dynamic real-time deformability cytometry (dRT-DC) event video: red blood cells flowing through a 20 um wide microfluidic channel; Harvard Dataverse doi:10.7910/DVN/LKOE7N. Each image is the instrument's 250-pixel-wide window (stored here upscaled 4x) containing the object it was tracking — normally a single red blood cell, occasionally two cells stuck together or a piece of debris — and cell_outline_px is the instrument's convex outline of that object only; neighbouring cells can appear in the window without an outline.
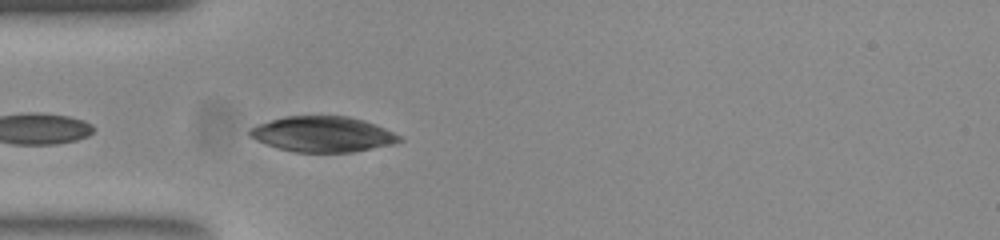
{"species": "common noctule bat (a hibernating species)", "species_latin": "Nyctalus noctula", "temperature_condition": "room temperature", "stored_images_in_passage": 42, "camera_frame_rate_fps": 3000, "um_per_image_px": 0.085, "animal": {"sex": "female", "body_mass_g": 23.0, "forearm_length_mm": 53.4}, "frame": {"image": 1, "passage_image": 6, "time_ms": 1.667, "image_size_px": [1000, 240], "cell_outline_px": [[404, 140], [396, 144], [352, 152], [296, 152], [280, 148], [256, 140], [248, 136], [248, 128], [256, 124], [284, 116], [348, 116], [364, 120], [376, 124], [400, 136]], "centroid_in_image_um": [27.43, 11.4], "position_along_channel_um": 57.6, "area_um2": 31.1}}
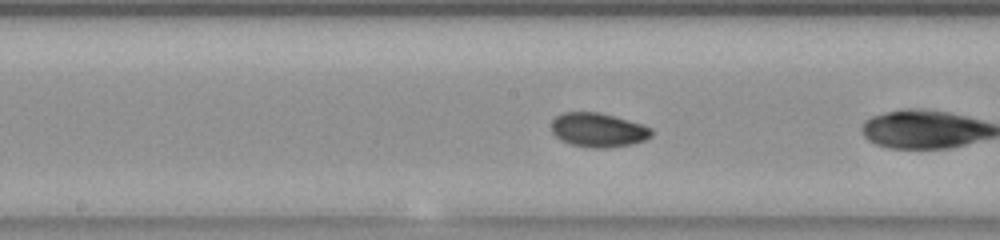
{"frame": {"image": 2, "passage_image": 15, "time_ms": 4.667, "image_size_px": [1000, 240], "cell_outline_px": [[652, 136], [644, 140], [632, 144], [608, 148], [588, 148], [572, 144], [560, 140], [552, 132], [552, 120], [556, 116], [564, 112], [600, 112], [628, 120], [652, 128]], "centroid_in_image_um": [50.84, 11.05], "position_along_channel_um": 197.4, "area_um2": 19.94}}
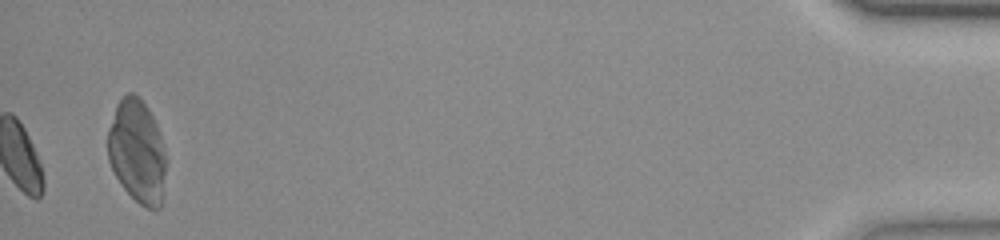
{"frame": {"image": 3, "passage_image": 42, "time_ms": 13.667, "image_size_px": [1000, 240], "cell_outline_px": [[164, 172], [160, 208], [144, 208], [120, 184], [108, 160], [108, 128], [116, 104], [128, 92], [132, 92], [148, 108], [156, 124], [160, 136], [164, 152]], "centroid_in_image_um": [11.62, 12.85], "position_along_channel_um": 423.6, "area_um2": 34.39}, "authors_computed_cell_mechanics": {"area_um2": 19.363, "velocity_mm_per_s": 3.8471, "shape_relaxation_time_tau1_ms": 2.0914, "shape_relaxation_time_tau2_ms": 1.2367, "deformation_change_tau1": 0.1405, "deformation_change_tau2": 0.0341}}